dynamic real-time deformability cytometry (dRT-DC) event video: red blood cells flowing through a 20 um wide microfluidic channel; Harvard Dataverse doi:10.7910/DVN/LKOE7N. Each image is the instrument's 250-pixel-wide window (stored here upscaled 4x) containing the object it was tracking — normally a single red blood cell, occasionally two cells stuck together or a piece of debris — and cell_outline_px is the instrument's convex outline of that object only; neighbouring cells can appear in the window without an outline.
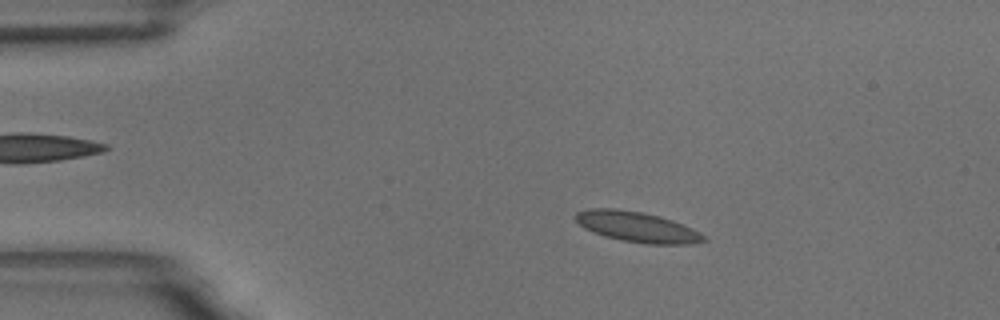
{"species": "common noctule bat (a hibernating species)", "species_latin": "Nyctalus noctula", "temperature_condition": "room temperature", "stored_images_in_passage": 49, "camera_frame_rate_fps": 3000, "um_per_image_px": 0.085, "animal": {"sex": "male", "body_mass_g": 18.8}, "frame": {"image": 1, "passage_image": 1, "time_ms": 0.0, "image_size_px": [1000, 320], "cell_outline_px": [[708, 240], [688, 244], [648, 244], [620, 240], [604, 236], [584, 228], [576, 220], [576, 212], [588, 208], [616, 208], [644, 212], [660, 216], [672, 220], [692, 228], [700, 232]], "centroid_in_image_um": [54.15, 19.28], "position_along_channel_um": 30.9, "area_um2": 22.72}}
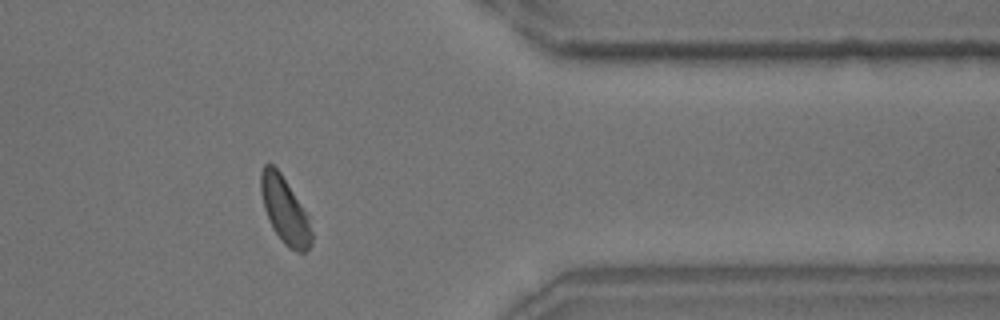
{"frame": {"image": 2, "passage_image": 38, "time_ms": 12.333, "image_size_px": [1000, 320], "cell_outline_px": [[312, 244], [304, 252], [296, 252], [288, 248], [284, 244], [272, 228], [264, 208], [260, 192], [260, 172], [264, 164], [272, 164], [280, 172], [308, 216], [312, 232]], "centroid_in_image_um": [24.19, 17.89], "position_along_channel_um": 387.2, "area_um2": 19.54}}
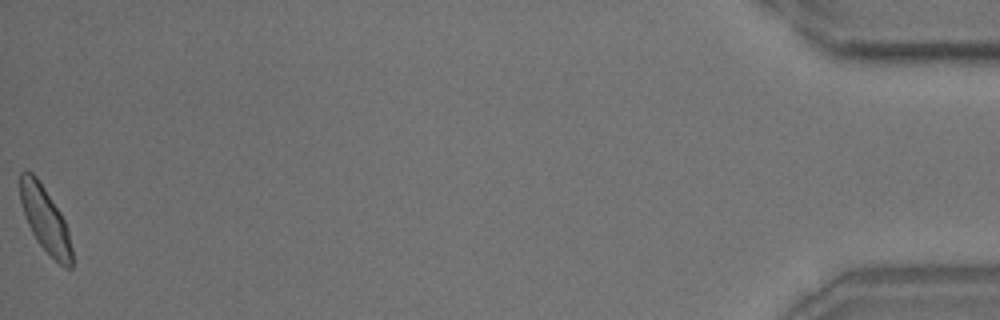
{"frame": {"image": 3, "passage_image": 49, "time_ms": 16.0, "image_size_px": [1000, 320], "cell_outline_px": [[72, 268], [64, 268], [36, 240], [28, 224], [20, 200], [20, 172], [24, 168], [32, 172], [36, 176], [60, 212], [68, 228], [72, 248]], "centroid_in_image_um": [3.84, 18.64], "position_along_channel_um": 431.4, "area_um2": 19.54}, "authors_computed_cell_mechanics": {"area_um2": 20.5768, "velocity_mm_per_s": 3.4354, "shape_relaxation_time_tau1_ms": 3.0648, "shape_relaxation_time_tau2_ms": null, "deformation_change_tau1": 0.1006, "deformation_change_tau2": null}}